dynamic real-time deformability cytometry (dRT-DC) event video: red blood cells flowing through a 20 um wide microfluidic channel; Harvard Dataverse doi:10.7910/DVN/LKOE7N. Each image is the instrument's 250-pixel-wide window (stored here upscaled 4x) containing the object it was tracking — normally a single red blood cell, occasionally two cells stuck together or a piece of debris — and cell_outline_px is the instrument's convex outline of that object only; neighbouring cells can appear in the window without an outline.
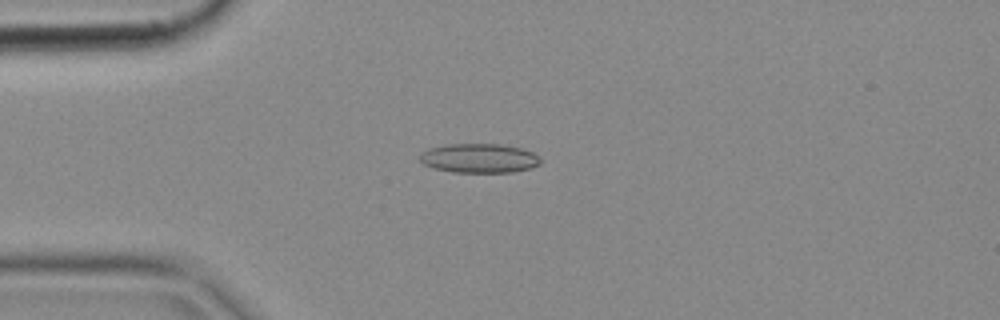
{"species": "common noctule bat (a hibernating species)", "species_latin": "Nyctalus noctula", "temperature_condition": "cold", "stored_images_in_passage": 6, "camera_frame_rate_fps": 3000, "um_per_image_px": 0.085, "animal": {"sex": "female", "body_mass_g": 18.4}, "frame": {"image": 1, "passage_image": 3, "time_ms": 0.667, "image_size_px": [1000, 320], "cell_outline_px": [[540, 164], [532, 168], [512, 172], [452, 172], [436, 168], [424, 164], [420, 160], [420, 152], [428, 148], [444, 144], [500, 144], [520, 148], [532, 152], [540, 156]], "centroid_in_image_um": [40.73, 13.44], "position_along_channel_um": 44.3, "area_um2": 20.63}}
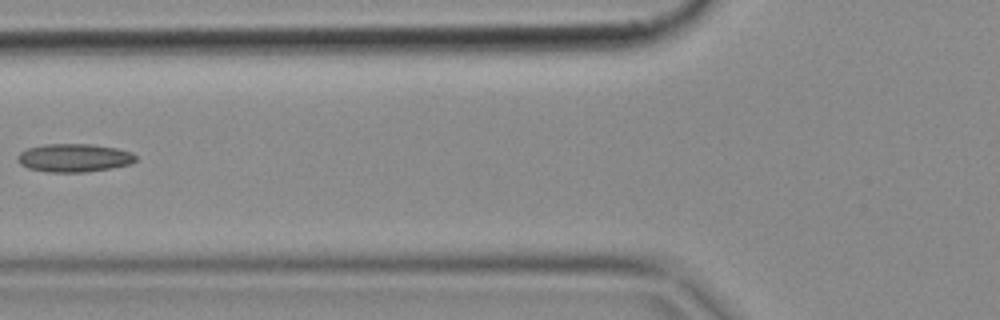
{"frame": {"image": 2, "passage_image": 5, "time_ms": 1.333, "image_size_px": [1000, 320], "cell_outline_px": [[136, 160], [132, 164], [112, 168], [84, 172], [48, 172], [28, 168], [20, 164], [16, 160], [16, 156], [20, 152], [28, 148], [44, 144], [92, 144], [116, 148], [132, 152], [136, 156]], "centroid_in_image_um": [6.29, 13.42], "position_along_channel_um": 119.5, "area_um2": 19.59}}
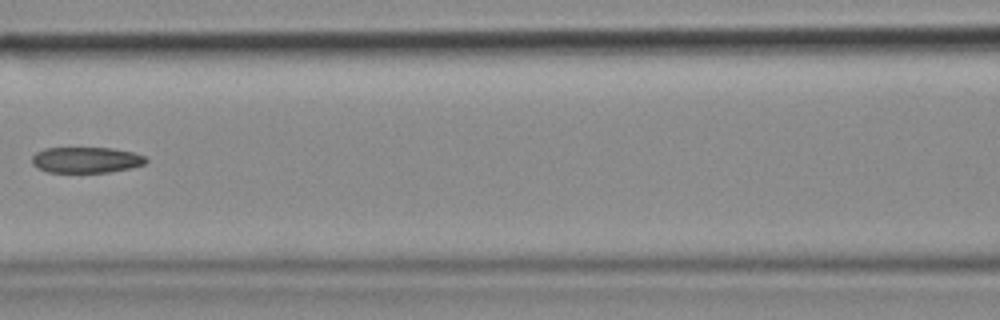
{"frame": {"image": 3, "passage_image": 6, "time_ms": 1.667, "image_size_px": [1000, 320], "cell_outline_px": [[148, 160], [144, 164], [132, 168], [108, 172], [48, 172], [36, 168], [32, 164], [32, 156], [36, 152], [44, 148], [112, 148], [136, 152], [144, 156]], "centroid_in_image_um": [7.33, 13.59], "position_along_channel_um": 159.3, "area_um2": 17.34}}